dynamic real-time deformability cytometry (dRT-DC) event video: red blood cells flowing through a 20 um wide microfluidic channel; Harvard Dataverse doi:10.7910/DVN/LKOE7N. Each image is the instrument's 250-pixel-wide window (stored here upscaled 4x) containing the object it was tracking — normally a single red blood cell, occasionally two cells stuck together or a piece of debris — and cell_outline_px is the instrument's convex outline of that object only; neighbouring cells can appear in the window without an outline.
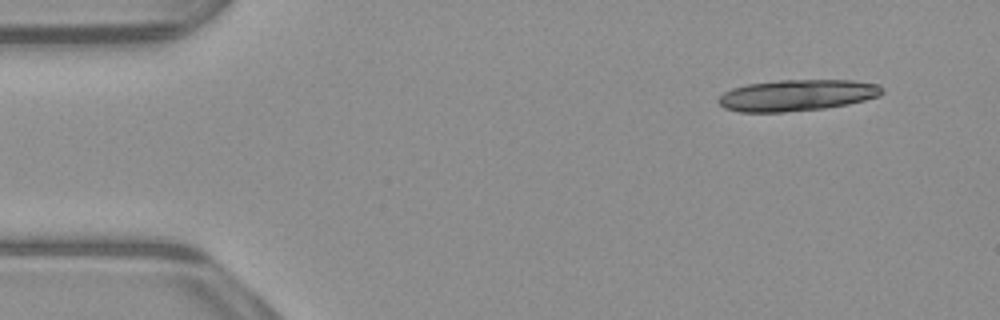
{"species": "common noctule bat (a hibernating species)", "species_latin": "Nyctalus noctula", "temperature_condition": "warm", "stored_images_in_passage": 19, "camera_frame_rate_fps": 3000, "um_per_image_px": 0.085, "animal": {"sex": "male", "body_mass_g": 23.1, "forearm_length_mm": 52.7}, "frame": {"image": 1, "passage_image": 1, "time_ms": 0.0, "image_size_px": [1000, 320], "cell_outline_px": [[884, 92], [880, 96], [848, 104], [824, 108], [784, 112], [740, 112], [724, 108], [716, 100], [724, 92], [732, 88], [748, 84], [776, 80], [852, 80], [880, 84], [884, 88]], "centroid_in_image_um": [67.76, 8.09], "position_along_channel_um": 17.2, "area_um2": 30.06}}